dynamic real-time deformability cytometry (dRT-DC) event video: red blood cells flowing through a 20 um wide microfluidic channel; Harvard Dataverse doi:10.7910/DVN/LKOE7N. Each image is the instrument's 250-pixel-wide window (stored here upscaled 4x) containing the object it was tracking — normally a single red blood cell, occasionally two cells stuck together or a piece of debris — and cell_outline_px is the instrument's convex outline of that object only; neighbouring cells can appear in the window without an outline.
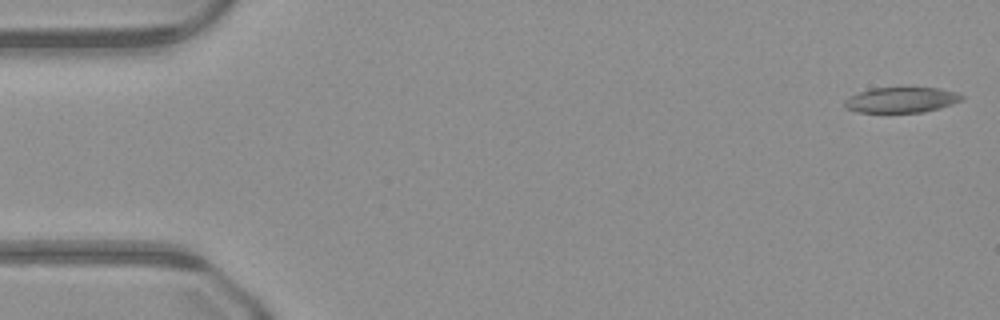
{"species": "common noctule bat (a hibernating species)", "species_latin": "Nyctalus noctula", "temperature_condition": "warm", "stored_images_in_passage": 49, "camera_frame_rate_fps": 3000, "um_per_image_px": 0.085, "animal": {"sex": "male", "body_mass_g": 23.1, "forearm_length_mm": 52.7}, "frame": {"image": 1, "passage_image": 1, "time_ms": 0.0, "image_size_px": [1000, 320], "cell_outline_px": [[964, 100], [940, 108], [924, 112], [856, 112], [844, 108], [844, 100], [860, 92], [872, 88], [940, 88], [956, 92], [964, 96]], "centroid_in_image_um": [76.64, 8.5], "position_along_channel_um": 8.4, "area_um2": 17.34}}
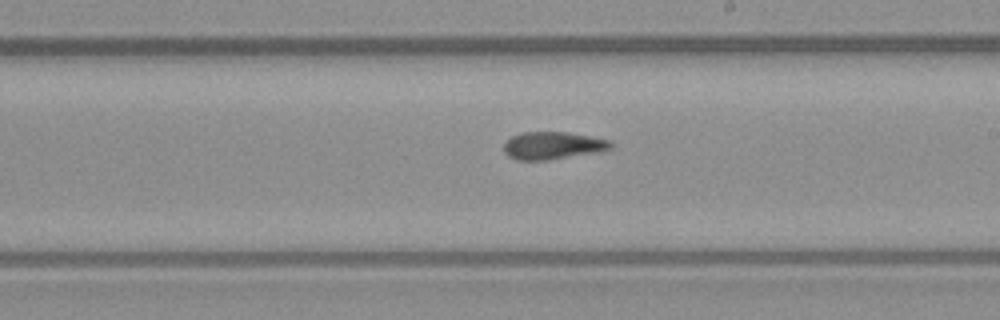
{"frame": {"image": 2, "passage_image": 28, "time_ms": 9.0, "image_size_px": [1000, 320], "cell_outline_px": [[612, 148], [600, 152], [552, 160], [516, 160], [508, 156], [504, 152], [504, 144], [512, 136], [524, 132], [568, 132], [612, 140]], "centroid_in_image_um": [47.03, 12.38], "position_along_channel_um": 242.0, "area_um2": 17.4}}
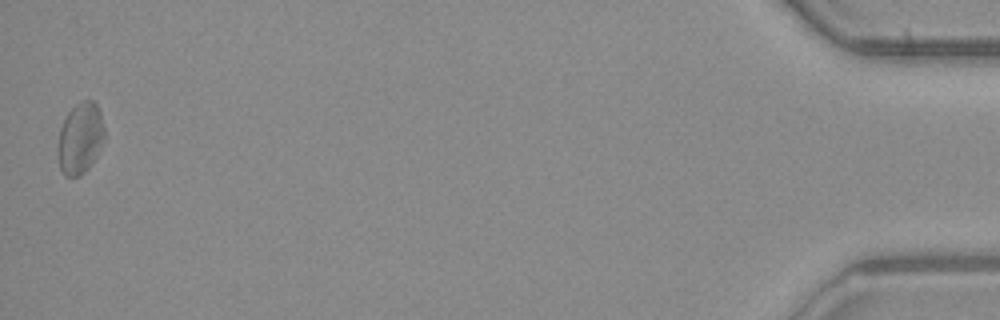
{"frame": {"image": 3, "passage_image": 49, "time_ms": 16.0, "image_size_px": [1000, 320], "cell_outline_px": [[104, 140], [92, 164], [80, 176], [64, 176], [60, 168], [56, 152], [56, 148], [60, 128], [68, 112], [80, 100], [92, 100], [96, 104], [100, 112], [104, 128]], "centroid_in_image_um": [6.79, 11.77], "position_along_channel_um": 428.4, "area_um2": 19.54}}